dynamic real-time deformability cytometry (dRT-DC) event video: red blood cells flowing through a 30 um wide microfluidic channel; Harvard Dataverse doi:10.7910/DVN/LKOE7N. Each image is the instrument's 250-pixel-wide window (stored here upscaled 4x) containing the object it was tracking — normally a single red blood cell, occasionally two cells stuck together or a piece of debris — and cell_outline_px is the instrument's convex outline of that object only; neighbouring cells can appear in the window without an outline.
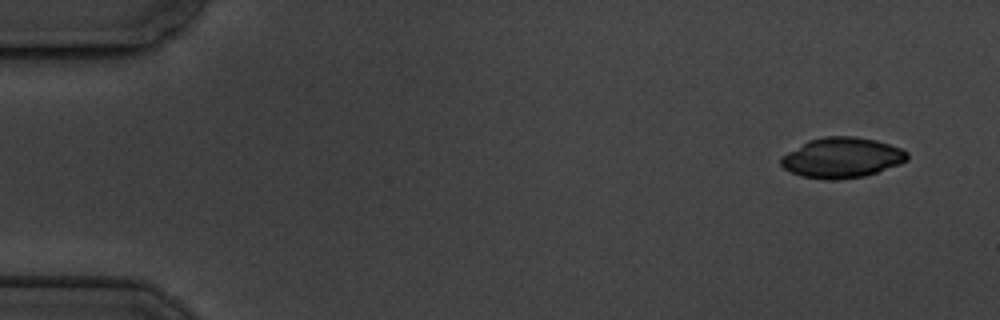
{"species": "common noctule bat (a hibernating species)", "species_latin": "Nyctalus noctula", "temperature_condition": "cold", "stored_images_in_passage": 5, "camera_frame_rate_fps": 3000, "um_per_image_px": 0.085, "animal": {"sex": "male", "body_mass_g": 19.5, "forearm_length_mm": 54.6}, "frame": {"image": 1, "passage_image": 1, "time_ms": 0.0, "image_size_px": [1000, 320], "cell_outline_px": [[908, 160], [900, 164], [864, 176], [836, 180], [828, 180], [804, 176], [792, 172], [784, 168], [780, 164], [780, 156], [808, 140], [824, 136], [856, 136], [876, 140], [900, 148], [908, 152]], "centroid_in_image_um": [71.55, 13.39], "position_along_channel_um": 13.4, "area_um2": 29.65}}